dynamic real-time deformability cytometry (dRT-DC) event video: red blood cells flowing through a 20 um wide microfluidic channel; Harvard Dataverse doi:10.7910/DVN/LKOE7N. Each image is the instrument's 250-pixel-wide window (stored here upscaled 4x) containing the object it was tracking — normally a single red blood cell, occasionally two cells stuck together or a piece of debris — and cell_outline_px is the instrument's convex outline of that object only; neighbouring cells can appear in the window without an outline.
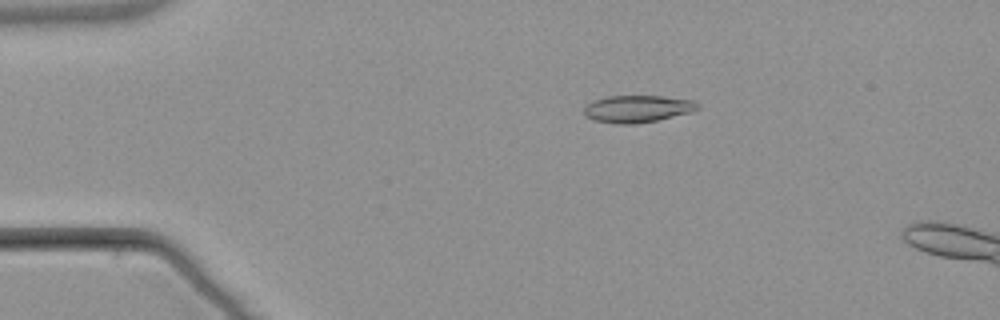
{"species": "common noctule bat (a hibernating species)", "species_latin": "Nyctalus noctula", "temperature_condition": "warm", "stored_images_in_passage": 5, "camera_frame_rate_fps": 3000, "um_per_image_px": 0.085, "animal": {"sex": "male", "body_mass_g": 21.5, "forearm_length_mm": 52.0}, "frame": {"image": 1, "passage_image": 4, "time_ms": 3.333, "image_size_px": [1000, 320], "cell_outline_px": [[700, 108], [692, 112], [656, 120], [636, 124], [616, 124], [596, 120], [584, 116], [584, 108], [592, 100], [608, 96], [660, 96], [692, 100], [700, 104]], "centroid_in_image_um": [54.18, 9.25], "position_along_channel_um": 30.8, "area_um2": 17.98}}